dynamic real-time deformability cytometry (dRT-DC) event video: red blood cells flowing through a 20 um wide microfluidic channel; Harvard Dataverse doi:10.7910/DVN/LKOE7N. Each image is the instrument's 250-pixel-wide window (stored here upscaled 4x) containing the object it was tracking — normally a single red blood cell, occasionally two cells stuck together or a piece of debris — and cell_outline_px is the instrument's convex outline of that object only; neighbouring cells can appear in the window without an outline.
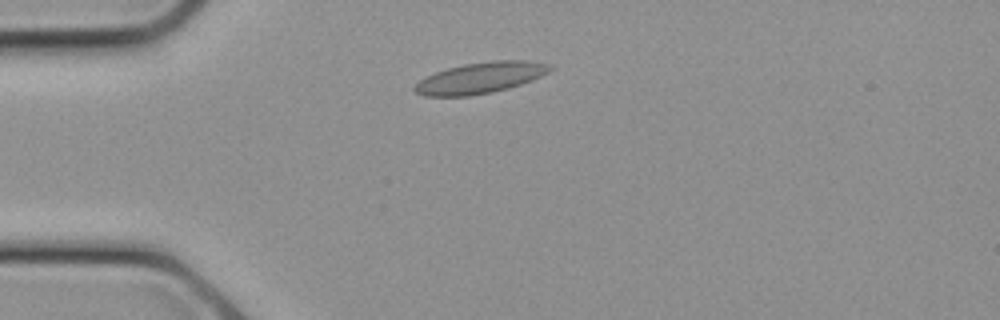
{"species": "common noctule bat (a hibernating species)", "species_latin": "Nyctalus noctula", "temperature_condition": "cold", "stored_images_in_passage": 10, "camera_frame_rate_fps": 3000, "um_per_image_px": 0.085, "animal": {"sex": "female", "body_mass_g": 21.9}, "frame": {"image": 1, "passage_image": 4, "time_ms": 1.0, "image_size_px": [1000, 320], "cell_outline_px": [[552, 68], [548, 72], [532, 80], [508, 88], [492, 92], [468, 96], [424, 96], [416, 92], [412, 88], [420, 80], [436, 72], [448, 68], [464, 64], [492, 60], [528, 60], [548, 64]], "centroid_in_image_um": [40.82, 6.61], "position_along_channel_um": 44.2, "area_um2": 24.28}}
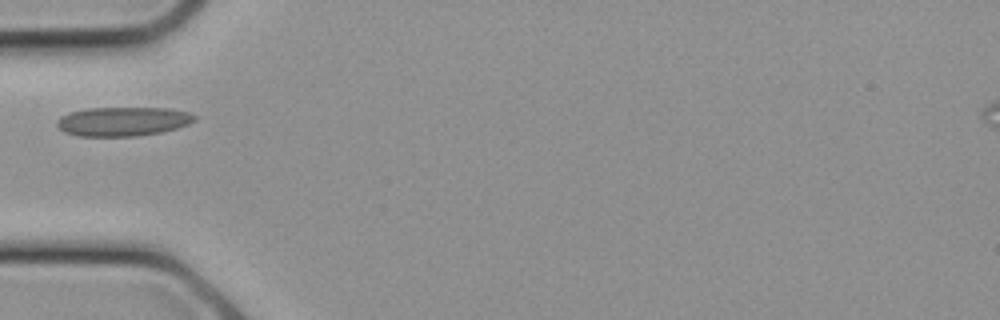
{"frame": {"image": 2, "passage_image": 6, "time_ms": 1.667, "image_size_px": [1000, 320], "cell_outline_px": [[196, 120], [188, 124], [176, 128], [160, 132], [136, 136], [76, 136], [64, 132], [56, 124], [56, 120], [60, 116], [68, 112], [88, 108], [168, 108], [188, 112], [196, 116]], "centroid_in_image_um": [10.41, 10.32], "position_along_channel_um": 74.6, "area_um2": 23.41}}
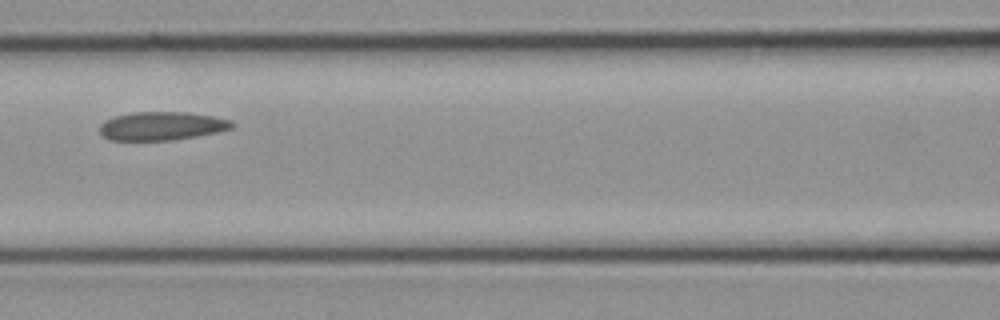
{"frame": {"image": 3, "passage_image": 9, "time_ms": 2.667, "image_size_px": [1000, 320], "cell_outline_px": [[232, 128], [216, 132], [196, 136], [172, 140], [108, 140], [100, 132], [100, 124], [104, 120], [116, 116], [132, 112], [188, 112], [212, 116], [232, 120]], "centroid_in_image_um": [13.72, 10.7], "position_along_channel_um": 152.9, "area_um2": 21.85}}